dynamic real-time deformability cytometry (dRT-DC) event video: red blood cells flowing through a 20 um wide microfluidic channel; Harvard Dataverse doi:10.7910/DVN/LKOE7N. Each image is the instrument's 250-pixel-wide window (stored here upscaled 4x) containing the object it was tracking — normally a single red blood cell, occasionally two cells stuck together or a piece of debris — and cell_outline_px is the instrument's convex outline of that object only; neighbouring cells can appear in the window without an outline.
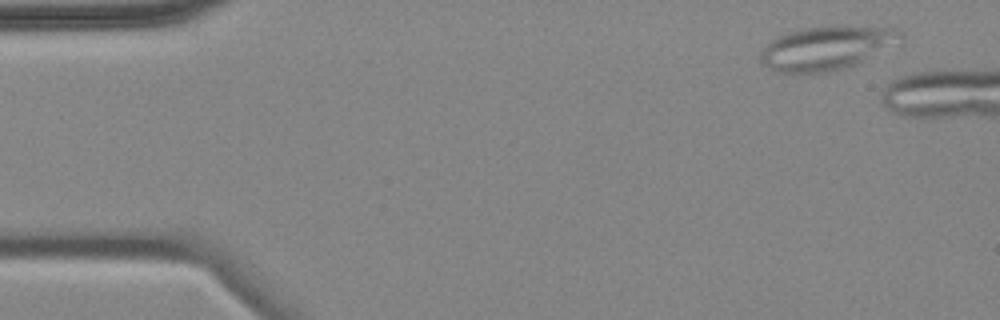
{"species": "common noctule bat (a hibernating species)", "species_latin": "Nyctalus noctula", "temperature_condition": "cold", "stored_images_in_passage": 5, "camera_frame_rate_fps": 3000, "um_per_image_px": 0.085, "animal": {"sex": "female", "body_mass_g": 18.4}, "frame": {"image": 1, "passage_image": 1, "time_ms": 0.0, "image_size_px": [1000, 320], "cell_outline_px": [[904, 40], [900, 44], [856, 64], [844, 68], [828, 72], [784, 76], [760, 64], [760, 52], [776, 36], [788, 32], [804, 28], [892, 28], [900, 32], [904, 36]], "centroid_in_image_um": [70.2, 4.16], "position_along_channel_um": 14.8, "area_um2": 35.84}}